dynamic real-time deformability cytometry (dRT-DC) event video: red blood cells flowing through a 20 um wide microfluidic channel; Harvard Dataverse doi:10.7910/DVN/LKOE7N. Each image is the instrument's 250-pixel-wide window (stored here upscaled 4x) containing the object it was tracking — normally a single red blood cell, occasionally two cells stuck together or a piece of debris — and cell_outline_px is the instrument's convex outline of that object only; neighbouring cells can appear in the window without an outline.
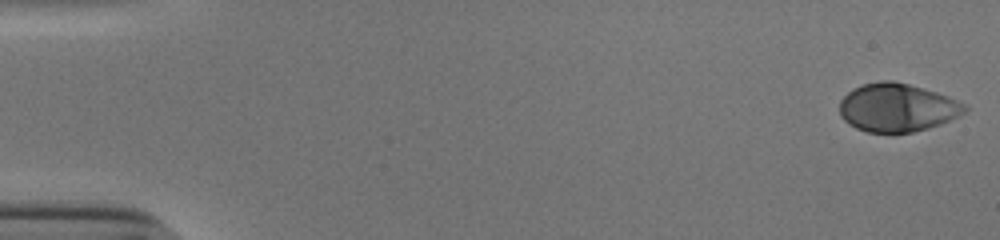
{"species": "human", "species_latin": "Homo sapiens", "temperature_condition": "cold", "stored_images_in_passage": 53, "camera_frame_rate_fps": 3000, "um_per_image_px": 0.085, "donor": {"sex": "male"}, "frame": {"image": 1, "passage_image": 1, "time_ms": 0.0, "image_size_px": [1000, 240], "cell_outline_px": [[968, 108], [960, 116], [940, 124], [928, 128], [912, 132], [868, 132], [856, 128], [848, 124], [840, 116], [840, 100], [852, 88], [864, 84], [880, 80], [892, 80], [908, 84], [936, 92], [948, 96], [964, 104]], "centroid_in_image_um": [76.24, 9.14], "position_along_channel_um": 8.8, "area_um2": 35.14}}
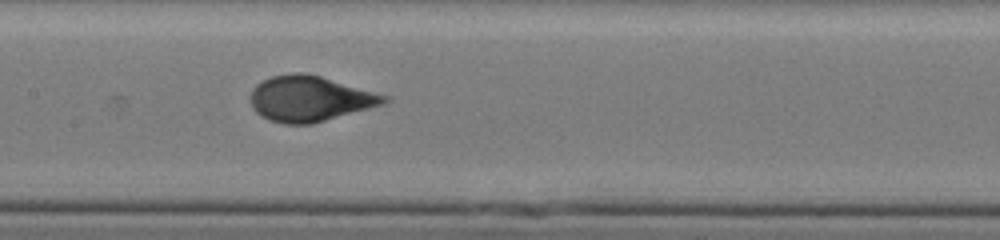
{"frame": {"image": 2, "passage_image": 27, "time_ms": 8.667, "image_size_px": [1000, 240], "cell_outline_px": [[392, 100], [388, 104], [312, 124], [284, 124], [272, 120], [256, 112], [252, 104], [252, 88], [256, 84], [272, 76], [292, 72], [304, 72], [320, 76], [392, 96]], "centroid_in_image_um": [26.45, 8.38], "position_along_channel_um": 180.9, "area_um2": 35.78}}
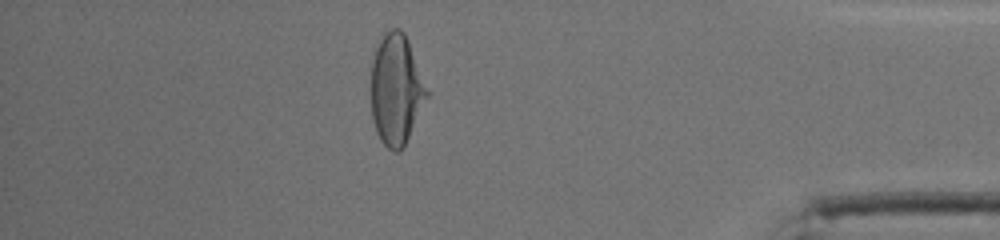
{"frame": {"image": 3, "passage_image": 47, "time_ms": 15.333, "image_size_px": [1000, 240], "cell_outline_px": [[432, 96], [400, 152], [396, 152], [388, 148], [380, 140], [376, 132], [372, 120], [372, 60], [376, 48], [380, 40], [392, 28], [400, 28], [404, 32], [408, 40], [432, 92]], "centroid_in_image_um": [33.76, 7.64], "position_along_channel_um": 401.4, "area_um2": 36.88}, "authors_computed_cell_mechanics": {"area_um2": 35.1424, "velocity_mm_per_s": 3.8412, "shape_relaxation_time_tau1_ms": 3.9475, "shape_relaxation_time_tau2_ms": null, "deformation_change_tau1": 0.2143, "deformation_change_tau2": null}}